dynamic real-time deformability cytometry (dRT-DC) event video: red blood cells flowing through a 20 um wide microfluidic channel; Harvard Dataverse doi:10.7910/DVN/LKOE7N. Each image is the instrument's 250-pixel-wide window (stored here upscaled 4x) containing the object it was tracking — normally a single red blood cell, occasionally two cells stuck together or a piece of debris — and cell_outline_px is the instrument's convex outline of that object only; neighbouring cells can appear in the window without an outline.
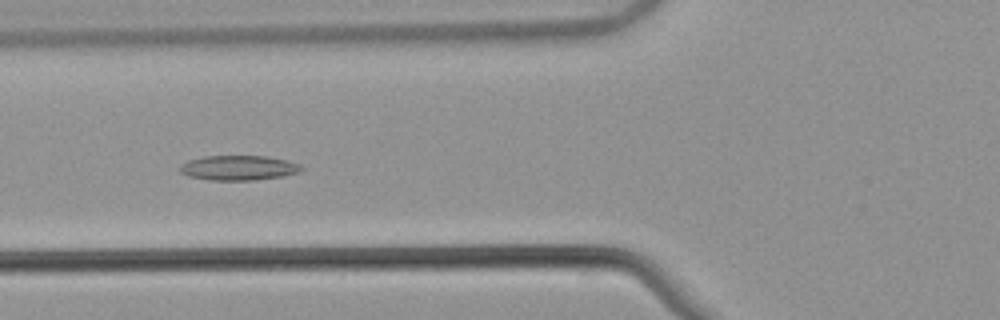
{"species": "common noctule bat (a hibernating species)", "species_latin": "Nyctalus noctula", "temperature_condition": "warm", "stored_images_in_passage": 54, "camera_frame_rate_fps": 3000, "um_per_image_px": 0.085, "animal": {"sex": "male", "body_mass_g": 21.5, "forearm_length_mm": 52.0}, "frame": {"image": 1, "passage_image": 21, "time_ms": 6.667, "image_size_px": [1000, 320], "cell_outline_px": [[304, 168], [300, 172], [284, 176], [252, 180], [208, 180], [188, 176], [180, 172], [180, 164], [188, 160], [204, 156], [264, 156], [288, 160], [300, 164]], "centroid_in_image_um": [20.28, 14.26], "position_along_channel_um": 105.5, "area_um2": 17.69}}
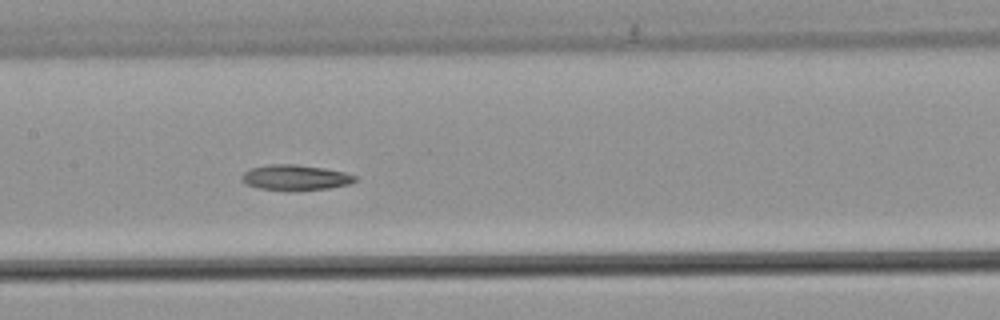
{"frame": {"image": 2, "passage_image": 27, "time_ms": 8.667, "image_size_px": [1000, 320], "cell_outline_px": [[356, 180], [348, 184], [328, 188], [260, 188], [248, 184], [240, 180], [240, 176], [244, 172], [252, 168], [272, 164], [296, 164], [324, 168], [344, 172], [356, 176]], "centroid_in_image_um": [25.1, 15.04], "position_along_channel_um": 182.3, "area_um2": 15.9}}
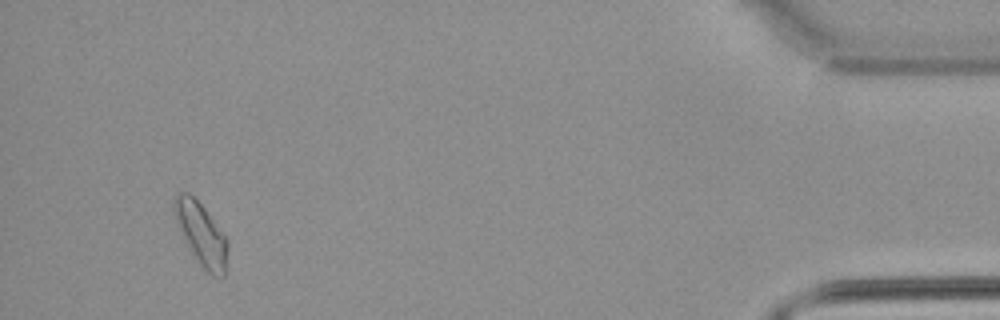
{"frame": {"image": 3, "passage_image": 51, "time_ms": 16.667, "image_size_px": [1000, 320], "cell_outline_px": [[228, 272], [224, 276], [212, 276], [200, 264], [192, 252], [180, 228], [172, 204], [172, 200], [176, 192], [188, 192], [204, 208], [228, 240]], "centroid_in_image_um": [17.16, 19.92], "position_along_channel_um": 418.0, "area_um2": 19.19}}